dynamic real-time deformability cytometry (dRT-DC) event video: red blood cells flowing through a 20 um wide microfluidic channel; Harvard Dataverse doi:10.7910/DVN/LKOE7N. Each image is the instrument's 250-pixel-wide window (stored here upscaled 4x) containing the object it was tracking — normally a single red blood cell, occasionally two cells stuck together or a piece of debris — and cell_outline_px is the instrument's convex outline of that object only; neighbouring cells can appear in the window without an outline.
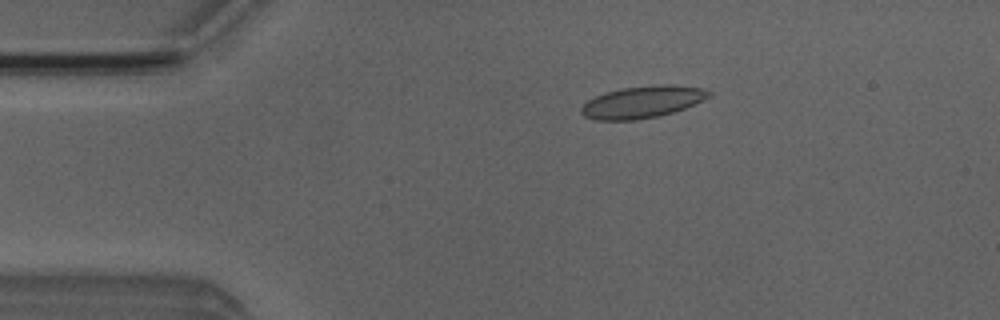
{"species": "Egyptian fruit bat (a non-hibernating species)", "species_latin": "Rousettus aegyptiacus", "temperature_condition": "room temperature", "stored_images_in_passage": 5, "camera_frame_rate_fps": 3000, "um_per_image_px": 0.085, "animal": {"sex": "male"}, "frame": {"image": 1, "passage_image": 2, "time_ms": 1.333, "image_size_px": [1000, 320], "cell_outline_px": [[712, 96], [684, 108], [660, 116], [636, 120], [596, 120], [584, 116], [580, 112], [580, 108], [588, 100], [604, 92], [620, 88], [660, 84], [672, 84], [700, 88], [712, 92]], "centroid_in_image_um": [54.59, 8.66], "position_along_channel_um": 30.4, "area_um2": 23.87}}